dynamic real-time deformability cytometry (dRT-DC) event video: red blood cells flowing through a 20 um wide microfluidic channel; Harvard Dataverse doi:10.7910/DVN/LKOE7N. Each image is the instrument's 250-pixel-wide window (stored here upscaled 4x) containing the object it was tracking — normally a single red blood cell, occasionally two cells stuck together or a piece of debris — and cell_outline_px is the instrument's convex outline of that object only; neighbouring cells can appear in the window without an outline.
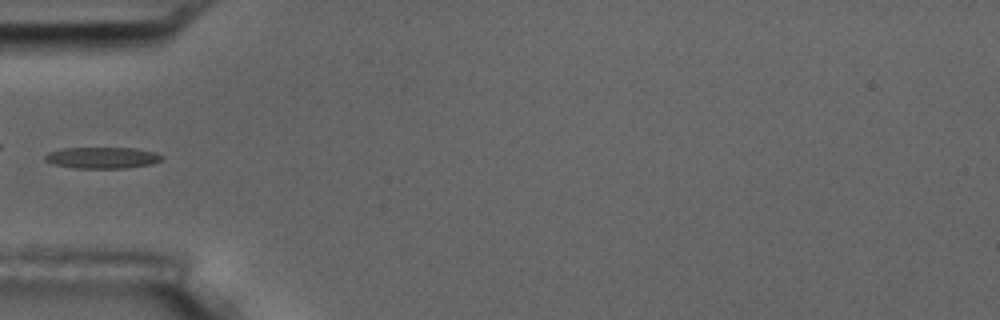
{"species": "common noctule bat (a hibernating species)", "species_latin": "Nyctalus noctula", "temperature_condition": "room temperature", "stored_images_in_passage": 3, "camera_frame_rate_fps": 3000, "um_per_image_px": 0.085, "animal": {"sex": "male", "body_mass_g": 17.5, "forearm_length_mm": 52.3}, "frame": {"image": 1, "passage_image": 3, "time_ms": 2.333, "image_size_px": [1000, 320], "cell_outline_px": [[164, 156], [160, 160], [152, 164], [124, 168], [76, 168], [52, 164], [44, 160], [44, 156], [48, 152], [64, 148], [136, 148], [156, 152]], "centroid_in_image_um": [8.68, 13.4], "position_along_channel_um": 76.3, "area_um2": 14.57}}